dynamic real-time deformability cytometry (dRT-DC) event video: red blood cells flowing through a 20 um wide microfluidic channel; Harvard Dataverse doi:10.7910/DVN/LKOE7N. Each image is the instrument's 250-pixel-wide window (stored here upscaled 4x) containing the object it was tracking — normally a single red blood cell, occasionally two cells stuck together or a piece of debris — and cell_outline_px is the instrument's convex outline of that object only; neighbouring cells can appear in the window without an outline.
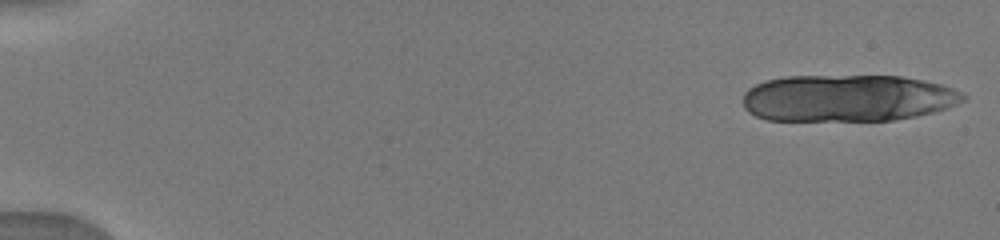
{"species": "human", "species_latin": "Homo sapiens", "temperature_condition": "warm", "stored_images_in_passage": 13, "camera_frame_rate_fps": 3000, "um_per_image_px": 0.085, "donor": {"sex": "male"}, "frame": {"image": 1, "passage_image": 1, "time_ms": 0.0, "image_size_px": [1000, 240], "cell_outline_px": [[968, 96], [964, 100], [948, 108], [916, 116], [892, 120], [768, 120], [756, 116], [748, 112], [744, 108], [744, 92], [748, 88], [764, 80], [784, 76], [900, 76], [924, 80], [940, 84], [952, 88]], "centroid_in_image_um": [72.03, 8.33], "position_along_channel_um": 13.0, "area_um2": 60.34}}